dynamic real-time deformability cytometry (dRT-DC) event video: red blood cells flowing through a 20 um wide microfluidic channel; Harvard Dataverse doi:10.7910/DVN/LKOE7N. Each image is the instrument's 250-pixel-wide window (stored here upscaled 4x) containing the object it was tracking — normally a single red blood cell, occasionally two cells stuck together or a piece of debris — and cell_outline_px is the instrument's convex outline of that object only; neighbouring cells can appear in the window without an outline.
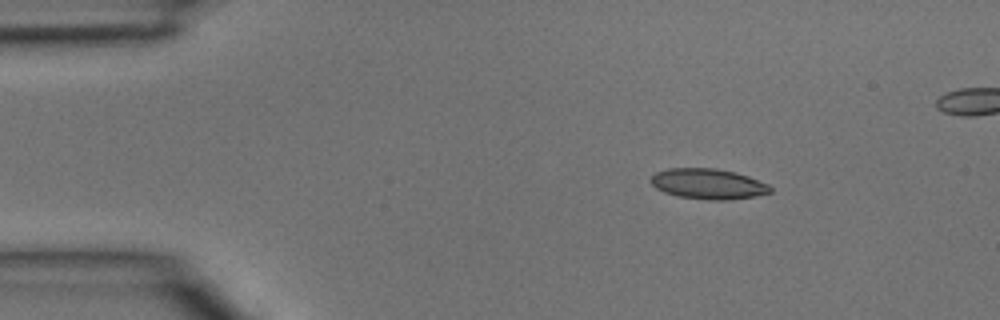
{"species": "common noctule bat (a hibernating species)", "species_latin": "Nyctalus noctula", "temperature_condition": "room temperature", "stored_images_in_passage": 2, "camera_frame_rate_fps": 3000, "um_per_image_px": 0.085, "animal": {"sex": "male", "body_mass_g": 15.6}, "frame": {"image": 1, "passage_image": 2, "time_ms": 0.333, "image_size_px": [1000, 320], "cell_outline_px": [[772, 192], [752, 196], [728, 200], [712, 200], [676, 196], [664, 192], [656, 188], [648, 180], [656, 172], [668, 168], [716, 168], [736, 172], [748, 176], [768, 184], [772, 188]], "centroid_in_image_um": [60.17, 15.62], "position_along_channel_um": 24.8, "area_um2": 21.21}}